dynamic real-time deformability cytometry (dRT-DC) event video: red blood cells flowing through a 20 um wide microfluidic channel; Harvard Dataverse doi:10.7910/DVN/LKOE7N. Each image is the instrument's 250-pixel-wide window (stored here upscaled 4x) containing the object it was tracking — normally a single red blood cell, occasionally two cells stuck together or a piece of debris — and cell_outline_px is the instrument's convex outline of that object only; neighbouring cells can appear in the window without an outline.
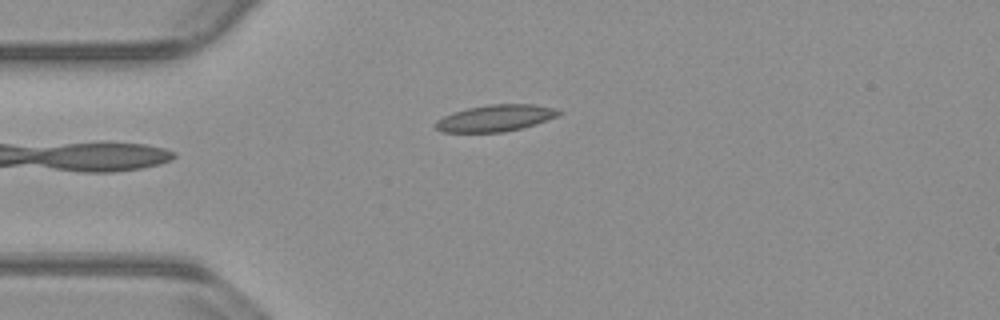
{"species": "common noctule bat (a hibernating species)", "species_latin": "Nyctalus noctula", "temperature_condition": "warm", "stored_images_in_passage": 33, "camera_frame_rate_fps": 3000, "um_per_image_px": 0.085, "animal": {"sex": "male", "body_mass_g": 23.1, "forearm_length_mm": 52.7}, "frame": {"image": 1, "passage_image": 1, "time_ms": 0.0, "image_size_px": [1000, 320], "cell_outline_px": [[564, 112], [556, 116], [536, 124], [504, 132], [440, 132], [432, 124], [436, 120], [452, 112], [468, 108], [488, 104], [532, 104], [556, 108]], "centroid_in_image_um": [42.08, 10.03], "position_along_channel_um": 42.9, "area_um2": 19.19}}
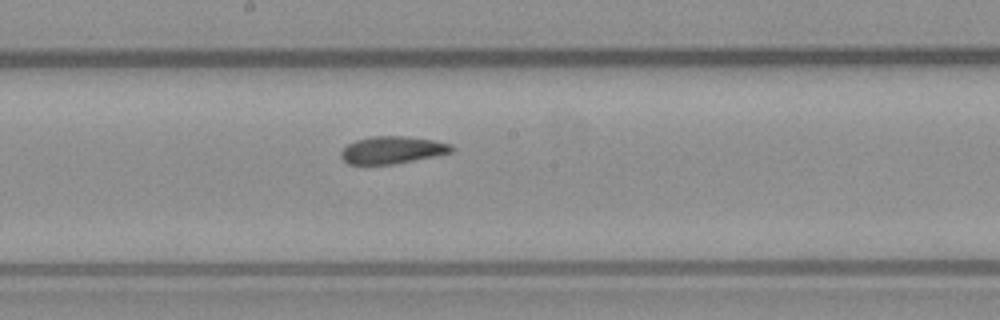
{"frame": {"image": 2, "passage_image": 16, "time_ms": 5.0, "image_size_px": [1000, 320], "cell_outline_px": [[456, 148], [452, 152], [392, 164], [348, 164], [340, 156], [340, 152], [348, 144], [356, 140], [372, 136], [404, 136], [432, 140], [452, 144]], "centroid_in_image_um": [33.34, 12.74], "position_along_channel_um": 214.9, "area_um2": 17.4}}
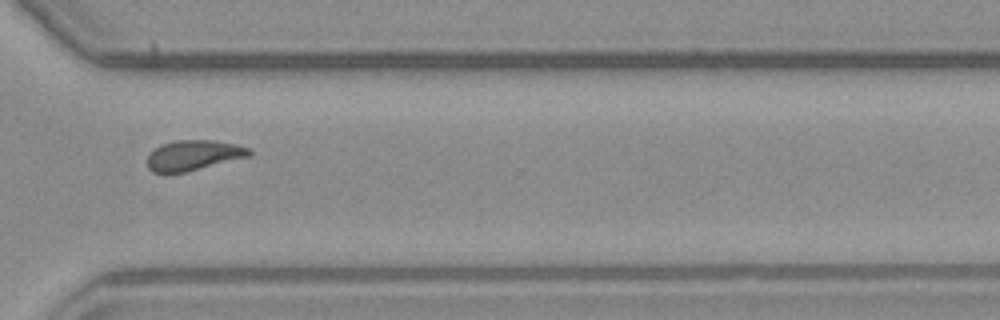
{"frame": {"image": 3, "passage_image": 27, "time_ms": 8.667, "image_size_px": [1000, 320], "cell_outline_px": [[252, 152], [248, 156], [184, 172], [152, 172], [148, 168], [148, 156], [160, 144], [176, 140], [212, 140], [236, 144], [252, 148]], "centroid_in_image_um": [16.45, 13.18], "position_along_channel_um": 354.1, "area_um2": 17.63}, "authors_computed_cell_mechanics": {"area_um2": 18.0914, "velocity_mm_per_s": 3.8036, "shape_relaxation_time_tau1_ms": null, "shape_relaxation_time_tau2_ms": 3.6601, "deformation_change_tau1": null, "deformation_change_tau2": 0.1013}}